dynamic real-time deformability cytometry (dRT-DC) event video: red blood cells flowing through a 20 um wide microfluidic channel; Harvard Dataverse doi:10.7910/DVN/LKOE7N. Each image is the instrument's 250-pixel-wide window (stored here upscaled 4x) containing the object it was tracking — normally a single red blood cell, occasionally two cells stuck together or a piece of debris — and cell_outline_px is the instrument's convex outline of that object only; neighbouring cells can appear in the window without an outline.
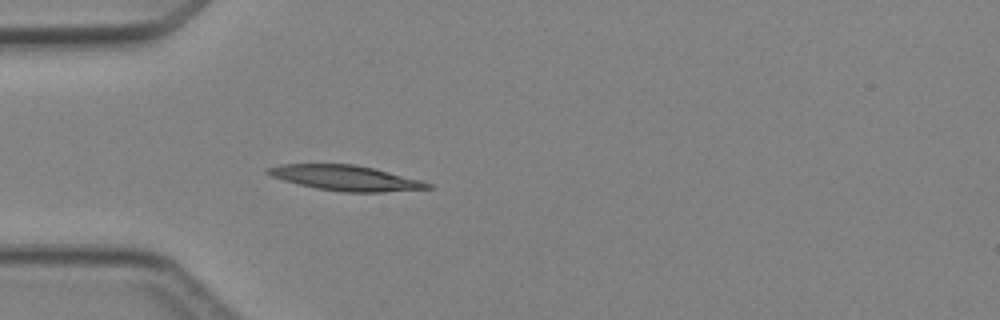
{"species": "Egyptian fruit bat (a non-hibernating species)", "species_latin": "Rousettus aegyptiacus", "temperature_condition": "cold", "stored_images_in_passage": 3, "camera_frame_rate_fps": 3000, "um_per_image_px": 0.085, "animal": {"sex": "female"}, "frame": {"image": 1, "passage_image": 3, "time_ms": 2.333, "image_size_px": [1000, 320], "cell_outline_px": [[436, 188], [384, 192], [344, 192], [316, 188], [284, 180], [272, 176], [264, 172], [264, 168], [280, 164], [352, 164], [372, 168], [424, 180], [432, 184]], "centroid_in_image_um": [29.42, 15.13], "position_along_channel_um": 55.6, "area_um2": 23.58}}